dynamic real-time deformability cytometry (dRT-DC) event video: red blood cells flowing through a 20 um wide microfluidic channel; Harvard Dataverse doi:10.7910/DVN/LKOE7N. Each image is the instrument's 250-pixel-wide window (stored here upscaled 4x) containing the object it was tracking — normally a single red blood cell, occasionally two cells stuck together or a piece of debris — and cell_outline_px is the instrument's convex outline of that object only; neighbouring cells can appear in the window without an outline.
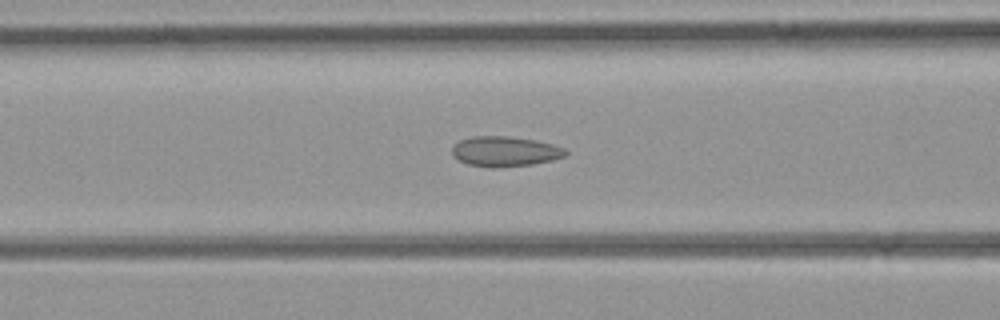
{"species": "common noctule bat (a hibernating species)", "species_latin": "Nyctalus noctula", "temperature_condition": "room temperature", "stored_images_in_passage": 45, "camera_frame_rate_fps": 3000, "um_per_image_px": 0.085, "animal": {"sex": "female", "body_mass_g": 21.9}, "frame": {"image": 1, "passage_image": 18, "time_ms": 5.667, "image_size_px": [1000, 320], "cell_outline_px": [[568, 152], [564, 156], [552, 160], [532, 164], [496, 168], [488, 168], [468, 164], [452, 156], [452, 148], [460, 140], [472, 136], [508, 136], [536, 140], [552, 144], [564, 148]], "centroid_in_image_um": [42.91, 12.87], "position_along_channel_um": 123.7, "area_um2": 19.94}}
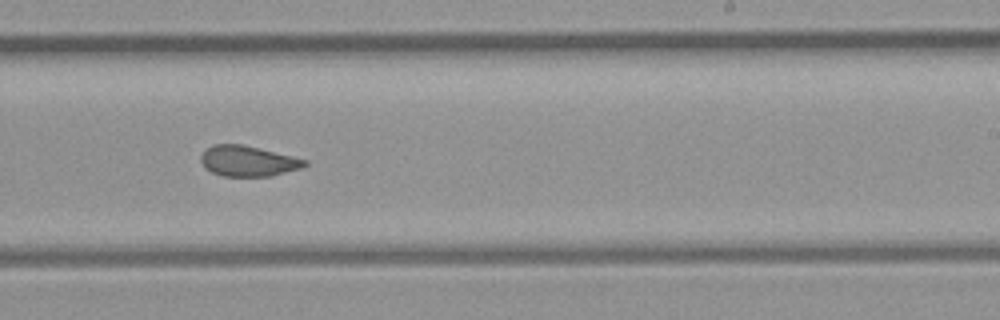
{"frame": {"image": 2, "passage_image": 27, "time_ms": 8.667, "image_size_px": [1000, 320], "cell_outline_px": [[308, 164], [304, 168], [272, 176], [224, 176], [212, 172], [204, 168], [200, 160], [200, 156], [212, 144], [240, 144], [292, 156], [308, 160]], "centroid_in_image_um": [21.1, 13.7], "position_along_channel_um": 267.9, "area_um2": 18.5}}
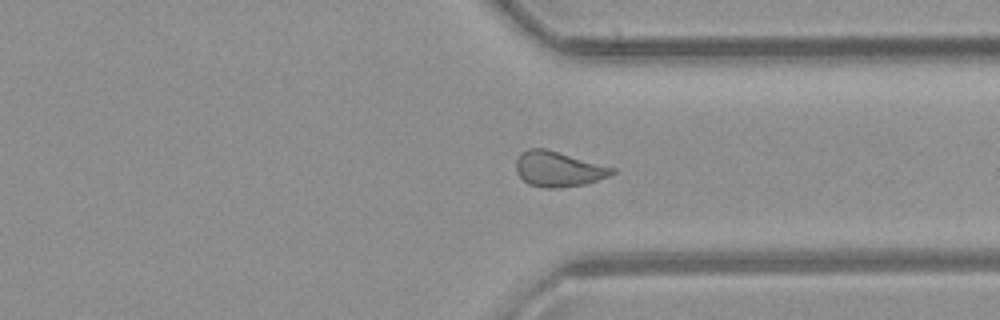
{"frame": {"image": 3, "passage_image": 33, "time_ms": 10.667, "image_size_px": [1000, 320], "cell_outline_px": [[616, 172], [608, 176], [584, 184], [560, 188], [544, 188], [528, 184], [516, 172], [516, 160], [520, 152], [528, 148], [548, 148], [616, 168]], "centroid_in_image_um": [47.44, 14.35], "position_along_channel_um": 364.0, "area_um2": 20.0}}